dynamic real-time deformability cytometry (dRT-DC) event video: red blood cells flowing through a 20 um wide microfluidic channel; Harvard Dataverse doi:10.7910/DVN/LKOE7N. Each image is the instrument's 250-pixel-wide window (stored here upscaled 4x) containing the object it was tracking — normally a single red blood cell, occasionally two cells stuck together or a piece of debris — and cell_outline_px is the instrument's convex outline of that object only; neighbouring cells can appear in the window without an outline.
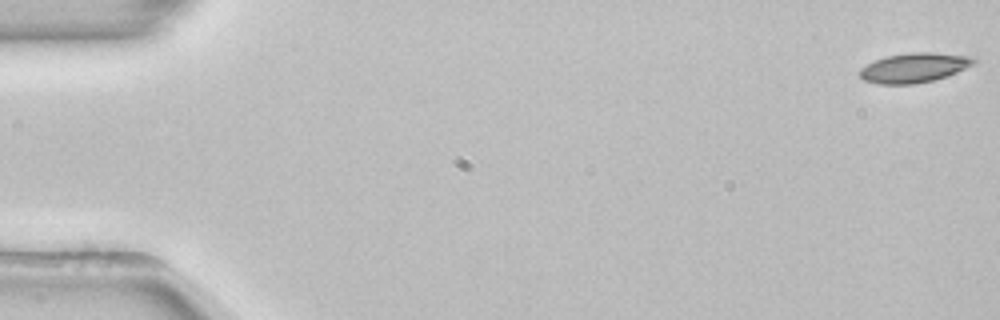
{"species": "common noctule bat (a hibernating species)", "species_latin": "Nyctalus noctula", "temperature_condition": "room temperature", "stored_images_in_passage": 54, "camera_frame_rate_fps": 3000, "um_per_image_px": 0.085, "animal": {"sex": "female", "body_mass_g": 22.7, "forearm_length_mm": 54.2}, "frame": {"image": 1, "passage_image": 1, "time_ms": 0.0, "image_size_px": [1000, 320], "cell_outline_px": [[980, 60], [948, 76], [916, 84], [880, 84], [864, 80], [860, 76], [860, 68], [876, 60], [888, 56], [912, 52], [932, 52], [976, 56]], "centroid_in_image_um": [77.76, 5.74], "position_along_channel_um": 7.2, "area_um2": 19.65}}
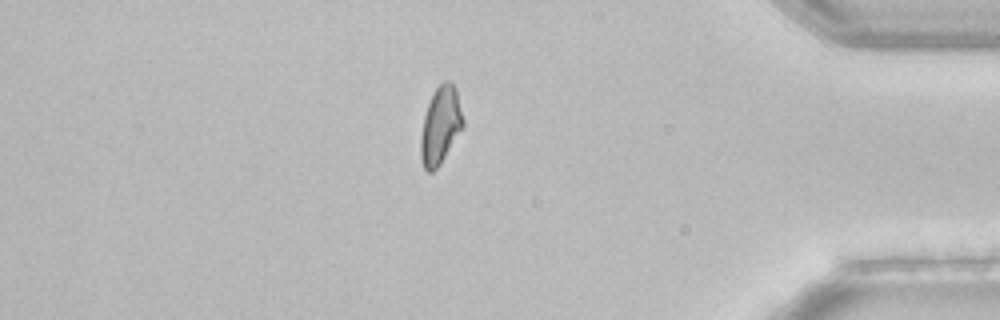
{"frame": {"image": 2, "passage_image": 46, "time_ms": 15.0, "image_size_px": [1000, 320], "cell_outline_px": [[464, 124], [440, 164], [432, 172], [428, 172], [424, 168], [420, 156], [420, 136], [424, 116], [428, 104], [436, 88], [444, 80], [448, 80], [456, 88], [464, 120]], "centroid_in_image_um": [37.43, 10.66], "position_along_channel_um": 397.8, "area_um2": 18.84}}
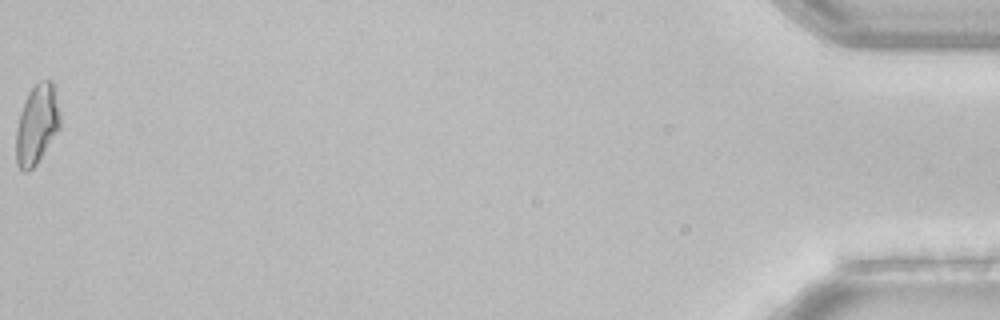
{"frame": {"image": 3, "passage_image": 54, "time_ms": 17.667, "image_size_px": [1000, 320], "cell_outline_px": [[60, 128], [36, 164], [32, 168], [24, 172], [16, 164], [16, 128], [20, 112], [28, 92], [40, 80], [52, 80], [60, 116]], "centroid_in_image_um": [3.12, 10.58], "position_along_channel_um": 432.1, "area_um2": 20.23}, "authors_computed_cell_mechanics": {"area_um2": 19.3919, "velocity_mm_per_s": 3.8719, "shape_relaxation_time_tau1_ms": 8.7304, "shape_relaxation_time_tau2_ms": 5.3042, "deformation_change_tau1": 0.2033, "deformation_change_tau2": 0.1122}}